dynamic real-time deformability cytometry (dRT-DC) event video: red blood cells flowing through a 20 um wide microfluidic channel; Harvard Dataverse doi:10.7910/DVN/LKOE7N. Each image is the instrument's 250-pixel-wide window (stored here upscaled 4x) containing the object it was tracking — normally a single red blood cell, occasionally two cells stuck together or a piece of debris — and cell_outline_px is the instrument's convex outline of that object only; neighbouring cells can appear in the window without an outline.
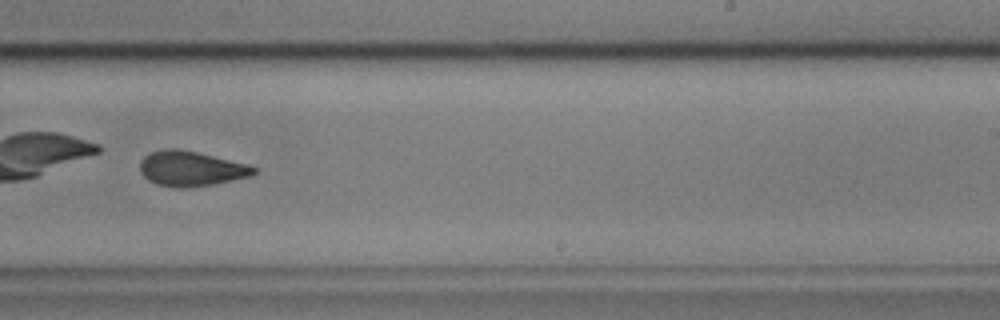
{"species": "common noctule bat (a hibernating species)", "species_latin": "Nyctalus noctula", "temperature_condition": "cold", "stored_images_in_passage": 34, "camera_frame_rate_fps": 3000, "um_per_image_px": 0.085, "animal": {"sex": "male", "body_mass_g": 17.9, "forearm_length_mm": 54.2}, "frame": {"image": 1, "passage_image": 19, "time_ms": 6.0, "image_size_px": [1000, 320], "cell_outline_px": [[256, 172], [252, 176], [212, 184], [188, 188], [180, 188], [156, 184], [148, 180], [140, 172], [140, 160], [144, 156], [152, 152], [164, 148], [180, 148], [248, 164], [256, 168]], "centroid_in_image_um": [16.22, 14.33], "position_along_channel_um": 272.8, "area_um2": 23.29}, "authors_computed_cell_mechanics": {"area_um2": 23.5535, "velocity_mm_per_s": 3.5917, "shape_relaxation_time_tau1_ms": 4.9562, "shape_relaxation_time_tau2_ms": 2.3957, "deformation_change_tau1": 0.1356, "deformation_change_tau2": 0.0827}}